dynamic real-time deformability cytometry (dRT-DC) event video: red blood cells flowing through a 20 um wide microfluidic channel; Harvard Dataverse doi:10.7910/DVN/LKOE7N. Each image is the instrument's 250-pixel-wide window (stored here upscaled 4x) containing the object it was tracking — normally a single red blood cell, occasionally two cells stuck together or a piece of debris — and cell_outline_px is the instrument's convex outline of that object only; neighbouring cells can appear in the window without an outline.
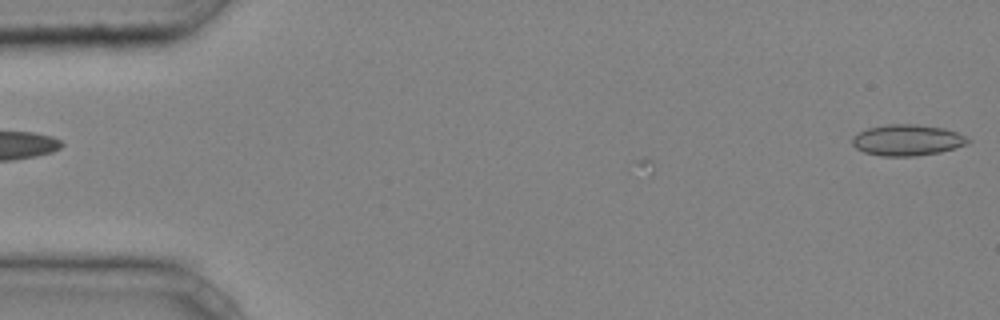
{"species": "common noctule bat (a hibernating species)", "species_latin": "Nyctalus noctula", "temperature_condition": "cold", "stored_images_in_passage": 7, "camera_frame_rate_fps": 3000, "um_per_image_px": 0.085, "animal": {"sex": "male", "body_mass_g": 20.4}, "frame": {"image": 1, "passage_image": 7, "time_ms": 2.0, "image_size_px": [1000, 320], "cell_outline_px": [[972, 140], [968, 144], [940, 152], [916, 156], [884, 156], [864, 152], [856, 148], [852, 144], [852, 136], [868, 128], [888, 124], [916, 124], [944, 128], [956, 132]], "centroid_in_image_um": [77.12, 11.91], "position_along_channel_um": 7.9, "area_um2": 20.92}}